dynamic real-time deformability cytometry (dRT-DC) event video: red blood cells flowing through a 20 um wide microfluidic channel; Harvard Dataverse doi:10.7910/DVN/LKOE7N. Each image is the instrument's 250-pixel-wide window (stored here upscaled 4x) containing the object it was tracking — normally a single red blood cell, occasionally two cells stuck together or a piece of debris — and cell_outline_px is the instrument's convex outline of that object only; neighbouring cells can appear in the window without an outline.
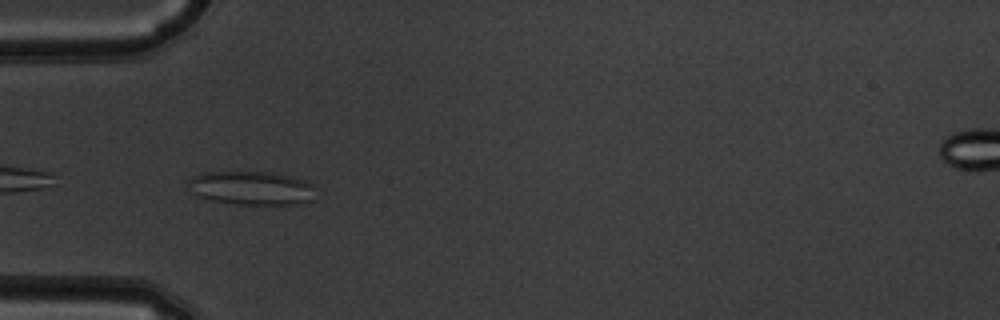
{"species": "common noctule bat (a hibernating species)", "species_latin": "Nyctalus noctula", "temperature_condition": "warm", "stored_images_in_passage": 36, "camera_frame_rate_fps": 3000, "um_per_image_px": 0.085, "animal": {"sex": "male", "body_mass_g": 19.5, "forearm_length_mm": 54.6}, "frame": {"image": 1, "passage_image": 1, "time_ms": 0.0, "image_size_px": [1000, 320], "cell_outline_px": [[312, 200], [304, 204], [236, 204], [212, 200], [200, 196], [192, 192], [188, 184], [188, 180], [192, 176], [204, 172], [268, 172], [292, 176], [304, 180], [312, 184]], "centroid_in_image_um": [21.37, 15.98], "position_along_channel_um": 63.6, "area_um2": 24.85}}
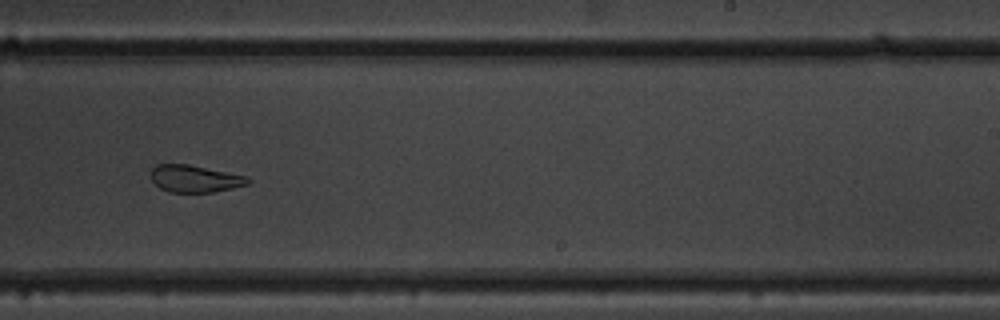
{"frame": {"image": 2, "passage_image": 17, "time_ms": 5.333, "image_size_px": [1000, 320], "cell_outline_px": [[252, 180], [248, 184], [232, 188], [212, 192], [168, 192], [160, 188], [152, 180], [152, 168], [156, 164], [188, 164], [248, 176]], "centroid_in_image_um": [16.58, 15.18], "position_along_channel_um": 272.4, "area_um2": 15.32}}
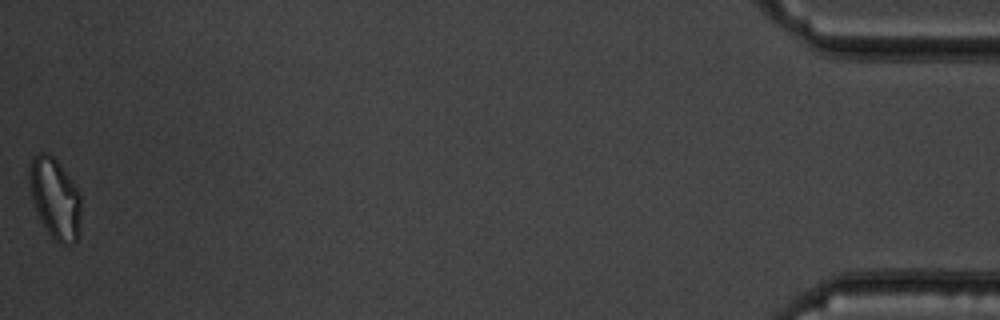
{"frame": {"image": 3, "passage_image": 36, "time_ms": 11.667, "image_size_px": [1000, 320], "cell_outline_px": [[80, 212], [76, 240], [72, 244], [60, 244], [48, 232], [40, 220], [36, 212], [32, 200], [28, 180], [28, 168], [32, 156], [40, 152], [48, 152], [60, 164], [72, 180], [80, 192]], "centroid_in_image_um": [4.64, 16.8], "position_along_channel_um": 430.6, "area_um2": 24.33}, "authors_computed_cell_mechanics": {"area_um2": 17.918, "velocity_mm_per_s": 3.9568, "shape_relaxation_time_tau1_ms": null, "shape_relaxation_time_tau2_ms": 2.8087, "deformation_change_tau1": null, "deformation_change_tau2": 0.0975}}